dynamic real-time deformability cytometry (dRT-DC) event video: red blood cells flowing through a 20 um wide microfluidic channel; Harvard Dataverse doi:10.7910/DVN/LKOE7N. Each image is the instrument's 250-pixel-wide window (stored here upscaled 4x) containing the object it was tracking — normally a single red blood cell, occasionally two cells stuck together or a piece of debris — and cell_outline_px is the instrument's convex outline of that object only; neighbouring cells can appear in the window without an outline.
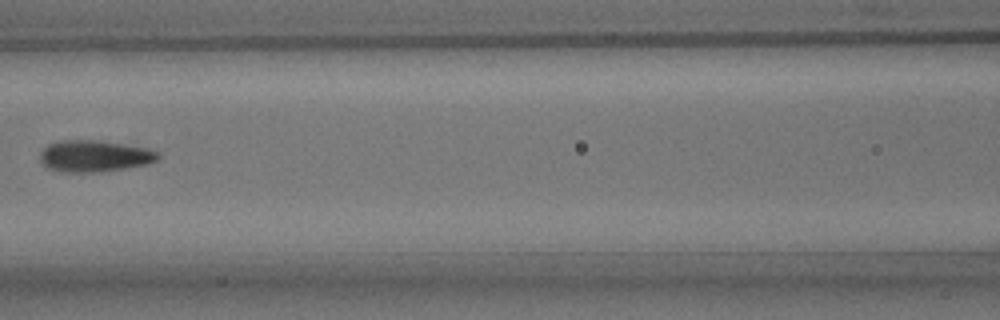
{"species": "common noctule bat (a hibernating species)", "species_latin": "Nyctalus noctula", "temperature_condition": "room temperature", "stored_images_in_passage": 10, "camera_frame_rate_fps": 3000, "um_per_image_px": 0.085, "animal": {"sex": "male", "body_mass_g": 15.6}, "frame": {"image": 1, "passage_image": 6, "time_ms": 6.0, "image_size_px": [1000, 320], "cell_outline_px": [[160, 156], [156, 160], [148, 164], [100, 172], [64, 172], [48, 168], [40, 160], [40, 152], [48, 144], [64, 140], [92, 140], [124, 144], [148, 148], [160, 152]], "centroid_in_image_um": [8.04, 13.26], "position_along_channel_um": 158.6, "area_um2": 21.62}}
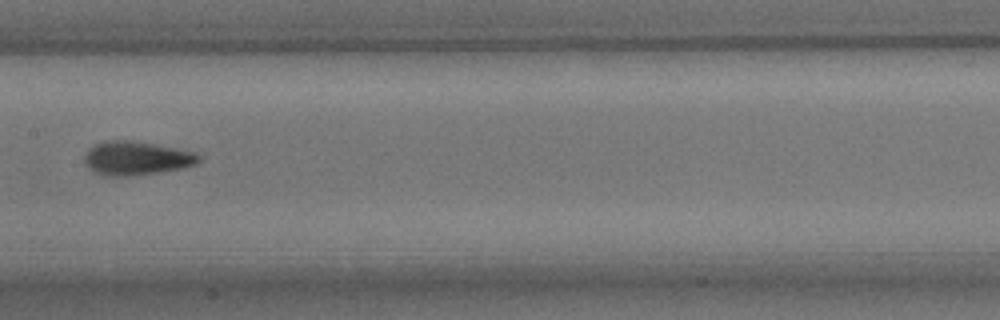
{"frame": {"image": 2, "passage_image": 7, "time_ms": 7.0, "image_size_px": [1000, 320], "cell_outline_px": [[200, 160], [196, 164], [180, 168], [156, 172], [124, 176], [104, 176], [88, 168], [84, 160], [88, 148], [104, 140], [132, 140], [176, 148], [196, 152], [200, 156]], "centroid_in_image_um": [11.57, 13.43], "position_along_channel_um": 195.8, "area_um2": 22.31}}
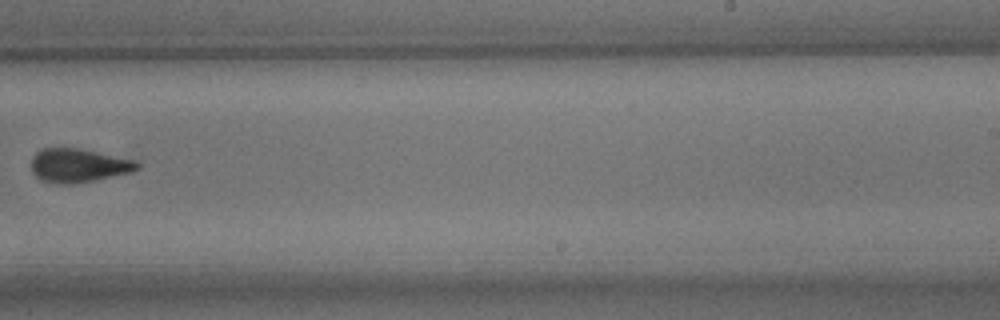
{"frame": {"image": 3, "passage_image": 9, "time_ms": 9.333, "image_size_px": [1000, 320], "cell_outline_px": [[140, 168], [132, 172], [92, 180], [68, 184], [64, 184], [40, 180], [32, 172], [32, 156], [36, 152], [44, 148], [76, 148], [136, 160], [140, 164]], "centroid_in_image_um": [6.66, 14.06], "position_along_channel_um": 282.3, "area_um2": 20.52}}